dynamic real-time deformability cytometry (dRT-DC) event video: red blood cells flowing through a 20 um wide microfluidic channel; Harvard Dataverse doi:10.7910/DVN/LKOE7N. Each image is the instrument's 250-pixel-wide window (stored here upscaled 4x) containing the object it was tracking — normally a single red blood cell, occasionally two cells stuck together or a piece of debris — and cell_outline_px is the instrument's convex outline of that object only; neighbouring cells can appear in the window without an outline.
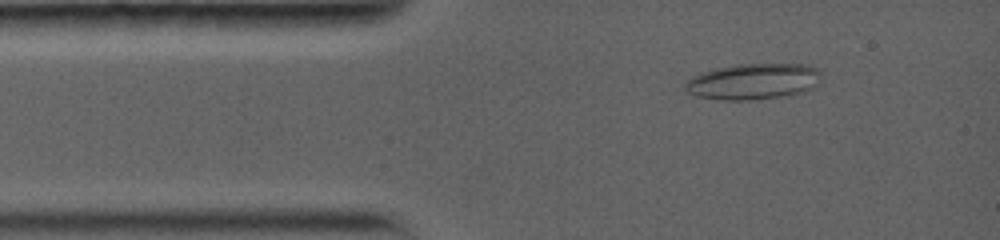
{"species": "common noctule bat (a hibernating species)", "species_latin": "Nyctalus noctula", "temperature_condition": "warm", "stored_images_in_passage": 87, "camera_frame_rate_fps": 5000, "um_per_image_px": 0.085, "animal": {"sex": "female", "body_mass_g": 19.0, "forearm_length_mm": 56.7}, "frame": {"image": 1, "passage_image": 8, "time_ms": 1.4, "image_size_px": [1000, 240], "cell_outline_px": [[820, 76], [816, 88], [788, 96], [756, 100], [720, 100], [696, 96], [688, 92], [684, 88], [684, 84], [692, 76], [700, 72], [716, 68], [740, 64], [808, 64], [816, 68], [820, 72]], "centroid_in_image_um": [64.04, 6.94], "position_along_channel_um": 21.0, "area_um2": 28.96}}
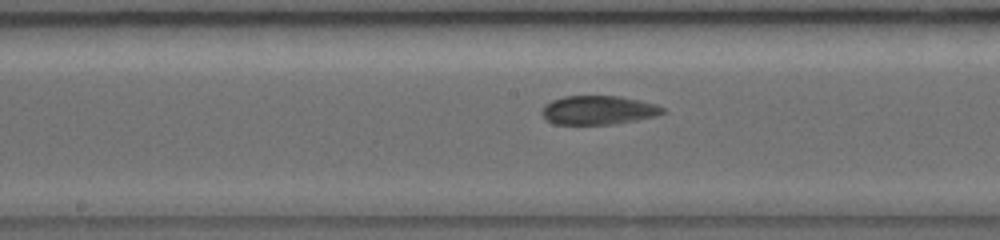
{"frame": {"image": 2, "passage_image": 36, "time_ms": 7.0, "image_size_px": [1000, 240], "cell_outline_px": [[664, 112], [656, 116], [636, 120], [612, 124], [556, 124], [548, 120], [540, 112], [544, 104], [552, 100], [564, 96], [620, 96], [640, 100], [656, 104], [664, 108]], "centroid_in_image_um": [50.85, 9.35], "position_along_channel_um": 197.3, "area_um2": 20.29}}
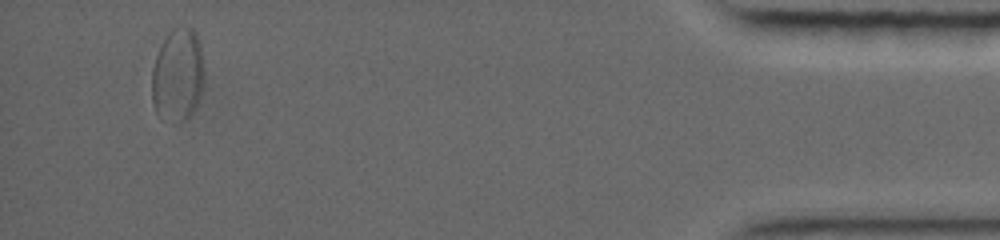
{"frame": {"image": 3, "passage_image": 78, "time_ms": 15.4, "image_size_px": [1000, 240], "cell_outline_px": [[204, 68], [200, 96], [188, 120], [180, 120], [156, 112], [152, 104], [152, 68], [156, 56], [168, 32], [172, 28], [192, 28], [196, 32], [200, 44]], "centroid_in_image_um": [15.11, 6.32], "position_along_channel_um": 420.1, "area_um2": 27.8}}